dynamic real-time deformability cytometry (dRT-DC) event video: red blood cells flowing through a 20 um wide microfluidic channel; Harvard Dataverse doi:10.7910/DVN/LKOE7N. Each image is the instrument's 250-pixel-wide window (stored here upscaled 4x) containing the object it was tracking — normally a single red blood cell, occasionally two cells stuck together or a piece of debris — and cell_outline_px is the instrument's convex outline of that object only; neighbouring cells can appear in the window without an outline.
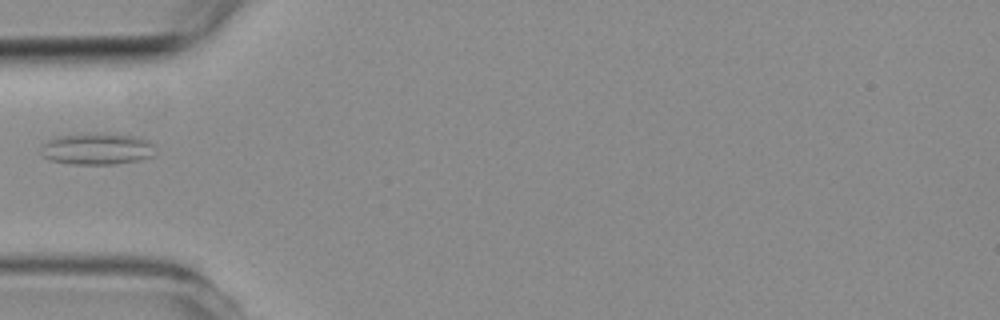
{"species": "common noctule bat (a hibernating species)", "species_latin": "Nyctalus noctula", "temperature_condition": "room temperature", "stored_images_in_passage": 3, "camera_frame_rate_fps": 3000, "um_per_image_px": 0.085, "animal": {"sex": "female", "body_mass_g": 19.3, "forearm_length_mm": 54.1}, "frame": {"image": 1, "passage_image": 2, "time_ms": 1.333, "image_size_px": [1000, 320], "cell_outline_px": [[156, 156], [140, 160], [112, 164], [68, 164], [52, 160], [40, 156], [40, 144], [52, 136], [92, 132], [112, 132], [140, 136], [156, 144]], "centroid_in_image_um": [8.27, 12.61], "position_along_channel_um": 76.7, "area_um2": 22.37}}